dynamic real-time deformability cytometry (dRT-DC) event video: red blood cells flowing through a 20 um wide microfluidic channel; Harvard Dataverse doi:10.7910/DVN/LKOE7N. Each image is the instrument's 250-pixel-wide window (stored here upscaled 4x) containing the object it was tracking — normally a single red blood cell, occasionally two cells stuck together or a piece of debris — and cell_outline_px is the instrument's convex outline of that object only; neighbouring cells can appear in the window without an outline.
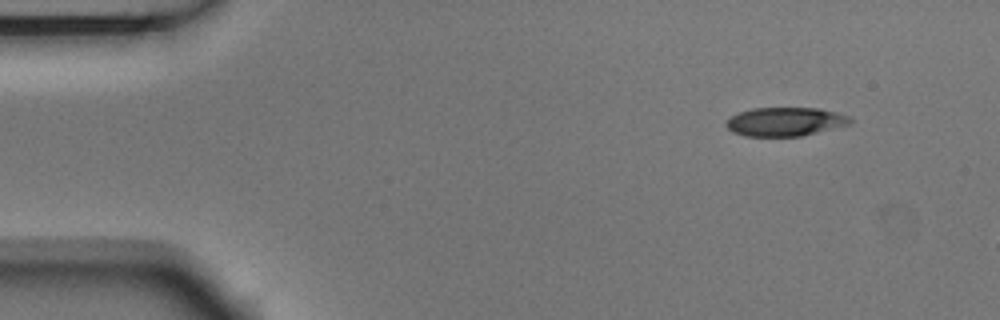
{"species": "Egyptian fruit bat (a non-hibernating species)", "species_latin": "Rousettus aegyptiacus", "temperature_condition": "room temperature", "stored_images_in_passage": 3, "camera_frame_rate_fps": 3000, "um_per_image_px": 0.085, "animal": {"sex": "male"}, "frame": {"image": 1, "passage_image": 1, "time_ms": 0.0, "image_size_px": [1000, 320], "cell_outline_px": [[852, 120], [848, 124], [800, 136], [744, 136], [732, 132], [724, 124], [724, 120], [740, 112], [752, 108], [820, 108], [836, 112], [848, 116]], "centroid_in_image_um": [66.67, 10.34], "position_along_channel_um": 18.3, "area_um2": 20.63}}